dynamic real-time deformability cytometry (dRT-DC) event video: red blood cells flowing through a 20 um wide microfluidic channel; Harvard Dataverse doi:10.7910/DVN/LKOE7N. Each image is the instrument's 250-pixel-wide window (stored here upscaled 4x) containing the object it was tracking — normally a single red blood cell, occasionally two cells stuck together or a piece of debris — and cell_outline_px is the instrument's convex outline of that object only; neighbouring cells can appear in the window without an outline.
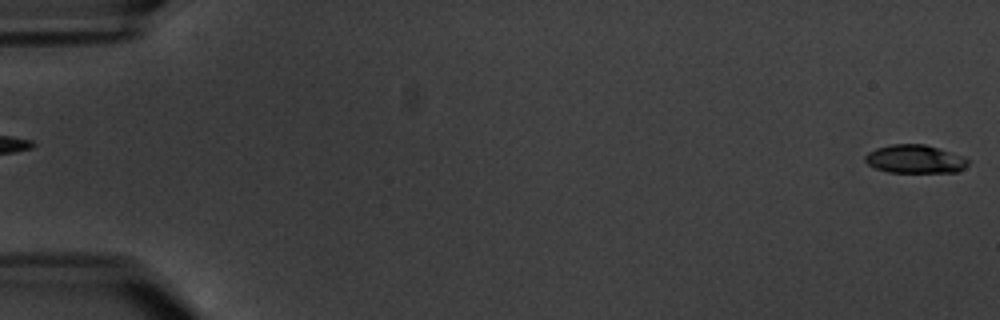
{"species": "common noctule bat (a hibernating species)", "species_latin": "Nyctalus noctula", "temperature_condition": "warm", "stored_images_in_passage": 4, "segment_of_instrument_passage": [2, 2], "camera_frame_rate_fps": 3000, "um_per_image_px": 0.085, "animal": {"sex": "male", "body_mass_g": 20.1, "forearm_length_mm": 53.5}, "frame": {"image": 1, "passage_image": 4, "time_ms": 3.667, "image_size_px": [1000, 320], "cell_outline_px": [[968, 164], [964, 168], [956, 172], [888, 172], [876, 168], [868, 164], [864, 160], [864, 156], [868, 152], [876, 148], [892, 144], [924, 144], [952, 152], [964, 156], [968, 160]], "centroid_in_image_um": [77.77, 13.52], "position_along_channel_um": 7.2, "area_um2": 16.99}}